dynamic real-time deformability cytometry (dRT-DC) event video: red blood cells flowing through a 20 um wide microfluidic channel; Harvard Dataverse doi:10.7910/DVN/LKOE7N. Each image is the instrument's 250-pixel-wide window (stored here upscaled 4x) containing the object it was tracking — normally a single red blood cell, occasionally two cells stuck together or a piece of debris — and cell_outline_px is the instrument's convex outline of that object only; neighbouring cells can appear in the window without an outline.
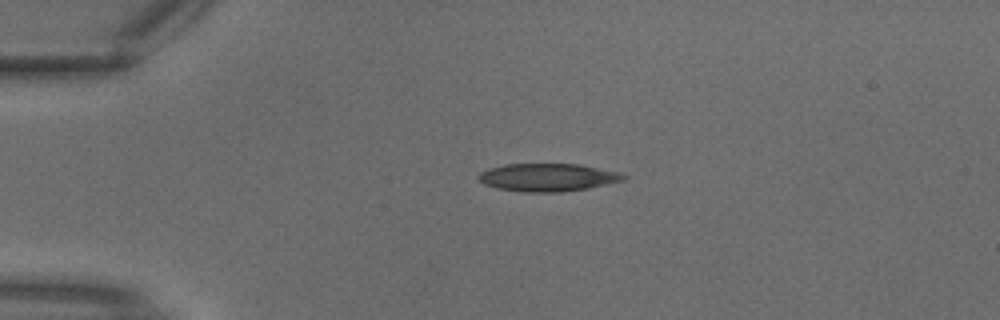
{"species": "common noctule bat (a hibernating species)", "species_latin": "Nyctalus noctula", "temperature_condition": "warm", "stored_images_in_passage": 1, "camera_frame_rate_fps": 3000, "um_per_image_px": 0.085, "animal": {"sex": "male", "body_mass_g": 18.8}, "frame": {"image": 1, "passage_image": 1, "time_ms": 0.0, "image_size_px": [1000, 320], "cell_outline_px": [[628, 176], [624, 180], [588, 188], [560, 192], [520, 192], [496, 188], [484, 184], [476, 176], [480, 172], [488, 168], [504, 164], [580, 164], [620, 172]], "centroid_in_image_um": [46.54, 15.07], "position_along_channel_um": 38.5, "area_um2": 23.7}}